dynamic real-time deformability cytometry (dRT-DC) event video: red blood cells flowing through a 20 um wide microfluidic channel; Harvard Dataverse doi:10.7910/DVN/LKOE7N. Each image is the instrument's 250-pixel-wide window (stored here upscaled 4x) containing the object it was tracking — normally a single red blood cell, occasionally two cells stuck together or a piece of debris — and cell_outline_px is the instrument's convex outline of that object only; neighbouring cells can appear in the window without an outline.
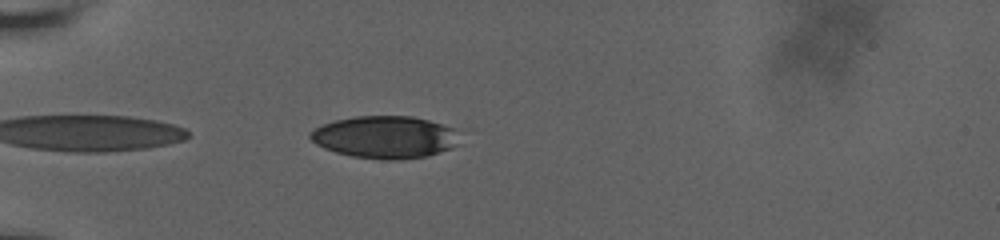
{"species": "human", "species_latin": "Homo sapiens", "temperature_condition": "room temperature", "stored_images_in_passage": 29, "camera_frame_rate_fps": 3000, "um_per_image_px": 0.085, "donor": {"sex": "male"}, "frame": {"image": 1, "passage_image": 1, "time_ms": 0.0, "image_size_px": [1000, 240], "cell_outline_px": [[460, 144], [452, 148], [428, 156], [400, 160], [384, 160], [352, 156], [336, 152], [324, 148], [316, 144], [308, 136], [308, 132], [324, 124], [336, 120], [356, 116], [412, 116], [428, 120], [456, 128]], "centroid_in_image_um": [32.76, 11.66], "position_along_channel_um": 52.2, "area_um2": 37.11}}
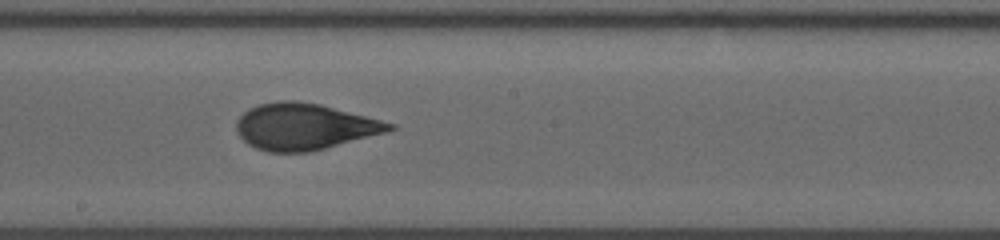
{"frame": {"image": 2, "passage_image": 14, "time_ms": 5.333, "image_size_px": [1000, 240], "cell_outline_px": [[396, 128], [384, 132], [324, 148], [308, 152], [268, 152], [256, 148], [248, 144], [236, 132], [236, 120], [248, 108], [260, 104], [280, 100], [296, 100], [320, 104], [396, 124]], "centroid_in_image_um": [25.81, 10.75], "position_along_channel_um": 222.4, "area_um2": 40.98}}
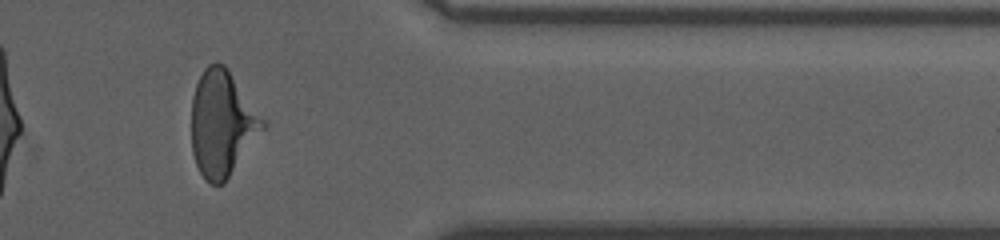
{"frame": {"image": 3, "passage_image": 24, "time_ms": 10.333, "image_size_px": [1000, 240], "cell_outline_px": [[268, 124], [224, 184], [212, 184], [200, 172], [196, 164], [192, 152], [192, 96], [196, 84], [204, 68], [208, 64], [216, 60], [224, 64], [228, 68]], "centroid_in_image_um": [18.89, 10.47], "position_along_channel_um": 392.5, "area_um2": 44.04}, "authors_computed_cell_mechanics": {"area_um2": 40.9802, "velocity_mm_per_s": 3.6601, "shape_relaxation_time_tau1_ms": 5.1935, "shape_relaxation_time_tau2_ms": 1.1641, "deformation_change_tau1": 0.1748, "deformation_change_tau2": 0.0775}}